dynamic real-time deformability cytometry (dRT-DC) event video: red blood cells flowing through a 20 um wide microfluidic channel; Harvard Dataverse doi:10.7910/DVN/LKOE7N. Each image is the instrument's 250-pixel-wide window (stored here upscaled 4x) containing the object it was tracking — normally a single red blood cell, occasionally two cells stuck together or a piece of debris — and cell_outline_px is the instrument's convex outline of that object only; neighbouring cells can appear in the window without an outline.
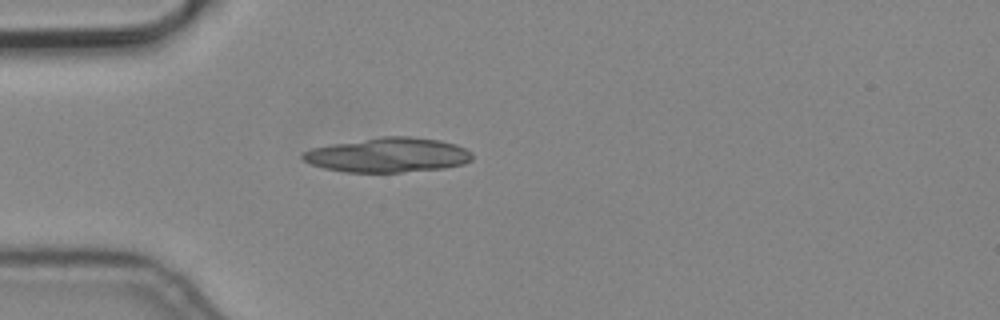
{"species": "common noctule bat (a hibernating species)", "species_latin": "Nyctalus noctula", "temperature_condition": "cold", "stored_images_in_passage": 1, "camera_frame_rate_fps": 3000, "um_per_image_px": 0.085, "animal": {"sex": "male", "body_mass_g": 19.2, "forearm_length_mm": 51.8}, "frame": {"image": 1, "passage_image": 1, "time_ms": 0.0, "image_size_px": [1000, 320], "cell_outline_px": [[472, 160], [464, 164], [444, 168], [400, 172], [344, 172], [324, 168], [312, 164], [304, 160], [300, 156], [304, 152], [312, 148], [332, 144], [380, 136], [408, 136], [440, 140], [456, 144], [472, 152]], "centroid_in_image_um": [33.0, 13.17], "position_along_channel_um": 52.0, "area_um2": 34.16}}